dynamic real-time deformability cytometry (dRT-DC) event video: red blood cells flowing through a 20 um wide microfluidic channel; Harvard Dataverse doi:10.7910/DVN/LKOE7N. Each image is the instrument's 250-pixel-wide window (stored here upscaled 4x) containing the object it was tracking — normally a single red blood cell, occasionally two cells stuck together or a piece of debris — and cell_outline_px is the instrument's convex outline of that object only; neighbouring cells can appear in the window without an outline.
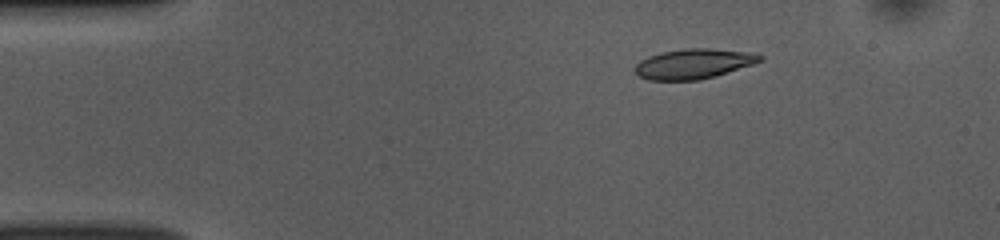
{"species": "common noctule bat (a hibernating species)", "species_latin": "Nyctalus noctula", "temperature_condition": "room temperature", "stored_images_in_passage": 45, "camera_frame_rate_fps": 3000, "um_per_image_px": 0.085, "animal": {"sex": "female", "body_mass_g": 10.0, "forearm_length_mm": 53.1}, "frame": {"image": 1, "passage_image": 1, "time_ms": 0.0, "image_size_px": [1000, 240], "cell_outline_px": [[764, 60], [716, 76], [700, 80], [648, 80], [640, 76], [632, 68], [640, 60], [648, 56], [660, 52], [684, 48], [712, 48], [748, 52], [764, 56]], "centroid_in_image_um": [58.93, 5.41], "position_along_channel_um": 26.1, "area_um2": 21.96}}
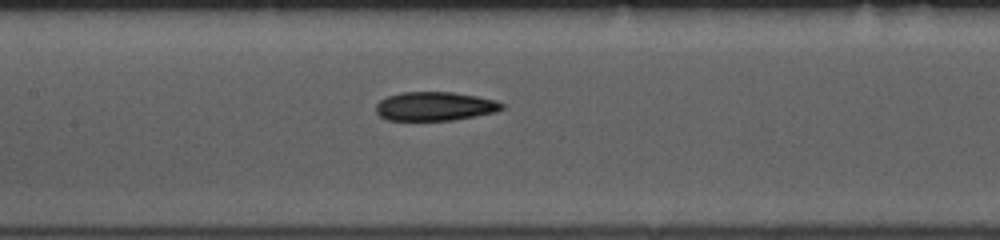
{"frame": {"image": 2, "passage_image": 17, "time_ms": 5.333, "image_size_px": [1000, 240], "cell_outline_px": [[504, 108], [496, 112], [476, 116], [452, 120], [388, 120], [380, 116], [376, 112], [376, 104], [380, 100], [388, 96], [404, 92], [452, 92], [476, 96], [496, 100], [504, 104]], "centroid_in_image_um": [36.98, 9.03], "position_along_channel_um": 170.4, "area_um2": 21.15}}
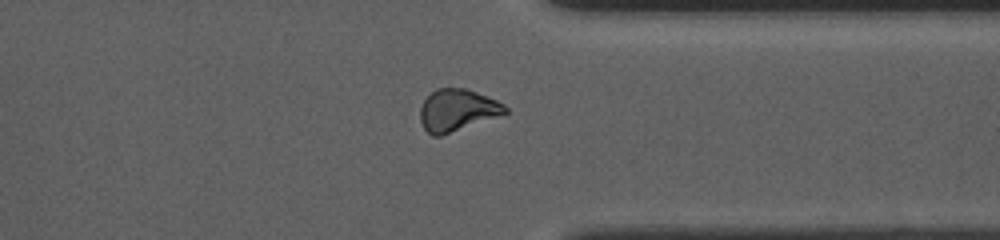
{"frame": {"image": 3, "passage_image": 33, "time_ms": 10.667, "image_size_px": [1000, 240], "cell_outline_px": [[508, 112], [440, 136], [432, 136], [424, 128], [420, 120], [420, 108], [424, 100], [436, 88], [464, 88], [476, 92], [496, 100], [504, 104], [508, 108]], "centroid_in_image_um": [38.84, 9.36], "position_along_channel_um": 372.6, "area_um2": 20.4}, "authors_computed_cell_mechanics": {"area_um2": 21.8484, "velocity_mm_per_s": 3.844, "shape_relaxation_time_tau1_ms": 5.0698, "shape_relaxation_time_tau2_ms": null, "deformation_change_tau1": 0.1279, "deformation_change_tau2": null}}